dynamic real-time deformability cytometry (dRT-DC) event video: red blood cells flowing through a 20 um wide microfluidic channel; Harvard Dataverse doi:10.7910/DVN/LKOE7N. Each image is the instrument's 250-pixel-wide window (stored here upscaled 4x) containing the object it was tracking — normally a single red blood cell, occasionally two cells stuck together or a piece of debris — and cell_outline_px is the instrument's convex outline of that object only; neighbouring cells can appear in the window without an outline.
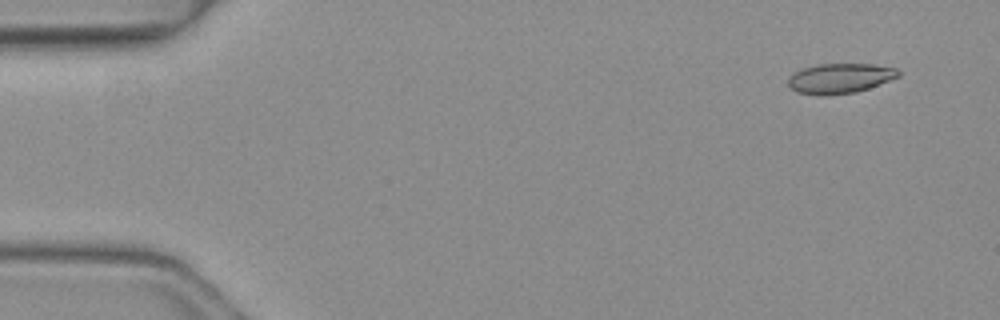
{"species": "common noctule bat (a hibernating species)", "species_latin": "Nyctalus noctula", "temperature_condition": "warm", "stored_images_in_passage": 4, "camera_frame_rate_fps": 3000, "um_per_image_px": 0.085, "animal": {"sex": "female", "body_mass_g": 19.3, "forearm_length_mm": 54.1}, "frame": {"image": 1, "passage_image": 1, "time_ms": 0.0, "image_size_px": [1000, 320], "cell_outline_px": [[900, 76], [868, 88], [856, 92], [824, 96], [820, 96], [796, 92], [788, 84], [788, 80], [792, 72], [816, 64], [872, 64], [896, 68], [900, 72]], "centroid_in_image_um": [71.37, 6.66], "position_along_channel_um": 13.6, "area_um2": 19.31}}
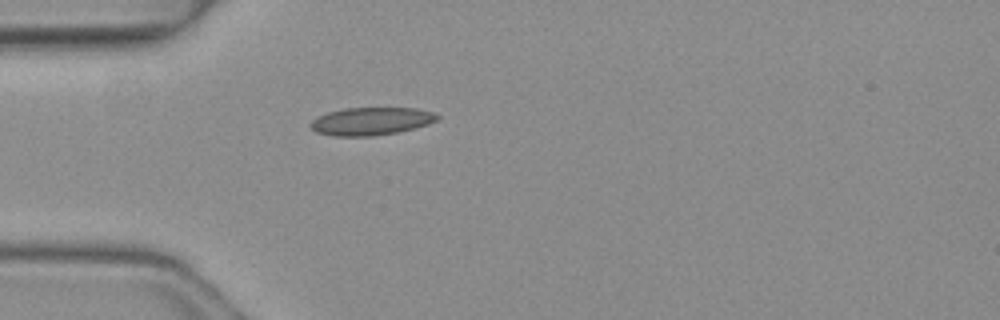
{"frame": {"image": 2, "passage_image": 4, "time_ms": 1.0, "image_size_px": [1000, 320], "cell_outline_px": [[440, 116], [436, 120], [428, 124], [416, 128], [396, 132], [372, 136], [336, 136], [316, 132], [308, 124], [316, 116], [328, 112], [344, 108], [416, 108], [432, 112]], "centroid_in_image_um": [31.52, 10.3], "position_along_channel_um": 53.5, "area_um2": 20.52}}